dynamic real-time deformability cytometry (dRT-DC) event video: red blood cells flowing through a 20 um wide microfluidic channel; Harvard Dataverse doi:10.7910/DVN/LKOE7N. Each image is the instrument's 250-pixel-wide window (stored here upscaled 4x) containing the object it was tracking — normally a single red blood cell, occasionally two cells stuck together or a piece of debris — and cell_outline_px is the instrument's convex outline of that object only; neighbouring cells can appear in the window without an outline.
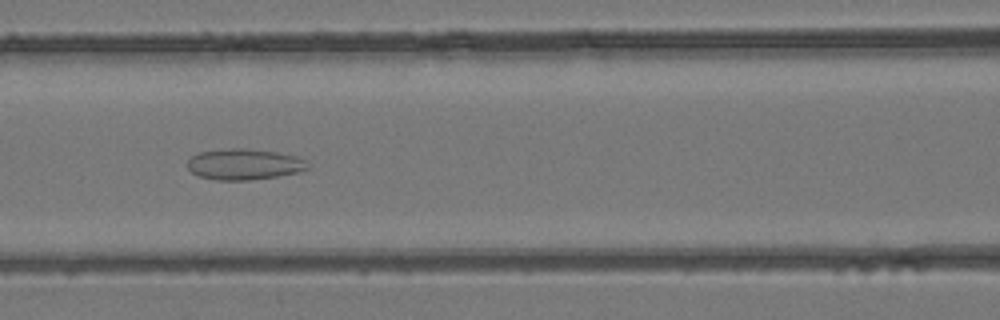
{"species": "common noctule bat (a hibernating species)", "species_latin": "Nyctalus noctula", "temperature_condition": "room temperature", "stored_images_in_passage": 52, "camera_frame_rate_fps": 3000, "um_per_image_px": 0.085, "animal": {"sex": "female", "body_mass_g": 24.6, "forearm_length_mm": 56.2}, "frame": {"image": 1, "passage_image": 24, "time_ms": 7.667, "image_size_px": [1000, 320], "cell_outline_px": [[308, 168], [300, 172], [276, 176], [248, 180], [216, 180], [200, 176], [192, 172], [188, 168], [188, 160], [192, 156], [200, 152], [232, 148], [244, 148], [276, 152], [296, 156], [304, 160]], "centroid_in_image_um": [20.74, 13.96], "position_along_channel_um": 145.9, "area_um2": 21.39}}
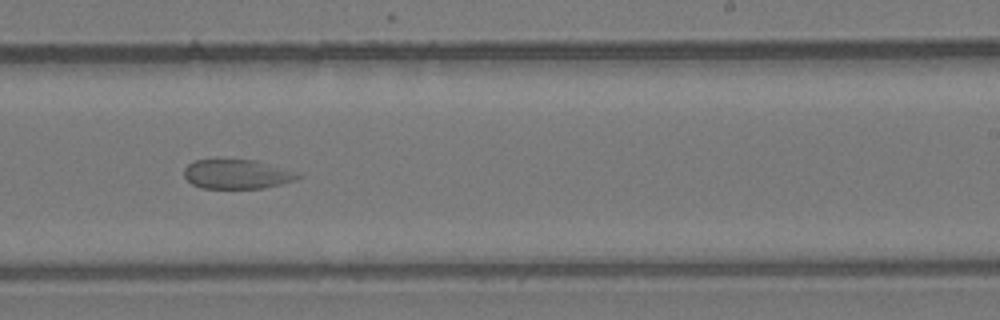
{"frame": {"image": 2, "passage_image": 33, "time_ms": 10.667, "image_size_px": [1000, 320], "cell_outline_px": [[304, 176], [296, 180], [280, 184], [260, 188], [200, 188], [192, 184], [184, 176], [184, 168], [192, 160], [216, 156], [256, 160]], "centroid_in_image_um": [20.02, 14.75], "position_along_channel_um": 269.0, "area_um2": 20.06}}
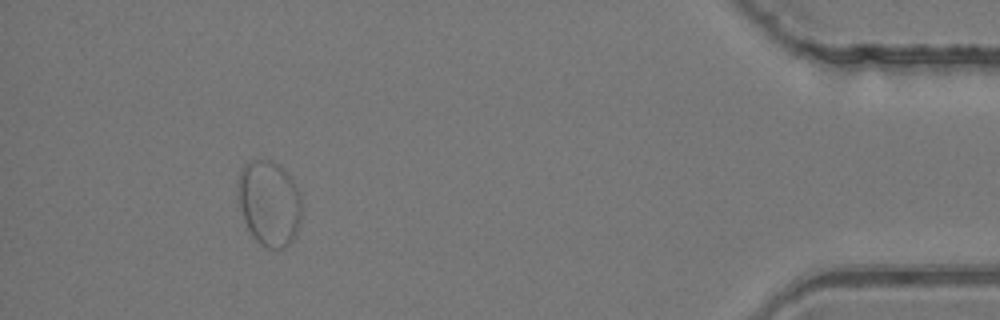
{"frame": {"image": 3, "passage_image": 48, "time_ms": 15.667, "image_size_px": [1000, 320], "cell_outline_px": [[300, 220], [296, 232], [292, 240], [288, 244], [280, 248], [268, 248], [260, 244], [252, 236], [244, 220], [240, 204], [236, 180], [240, 168], [244, 164], [252, 160], [272, 160], [280, 164], [292, 180], [300, 196]], "centroid_in_image_um": [22.85, 17.23], "position_along_channel_um": 412.4, "area_um2": 31.56}, "authors_computed_cell_mechanics": {"area_um2": 28.2353, "velocity_mm_per_s": 4.1166, "shape_relaxation_time_tau1_ms": null, "shape_relaxation_time_tau2_ms": 1.4125, "deformation_change_tau1": null, "deformation_change_tau2": 0.0552}}